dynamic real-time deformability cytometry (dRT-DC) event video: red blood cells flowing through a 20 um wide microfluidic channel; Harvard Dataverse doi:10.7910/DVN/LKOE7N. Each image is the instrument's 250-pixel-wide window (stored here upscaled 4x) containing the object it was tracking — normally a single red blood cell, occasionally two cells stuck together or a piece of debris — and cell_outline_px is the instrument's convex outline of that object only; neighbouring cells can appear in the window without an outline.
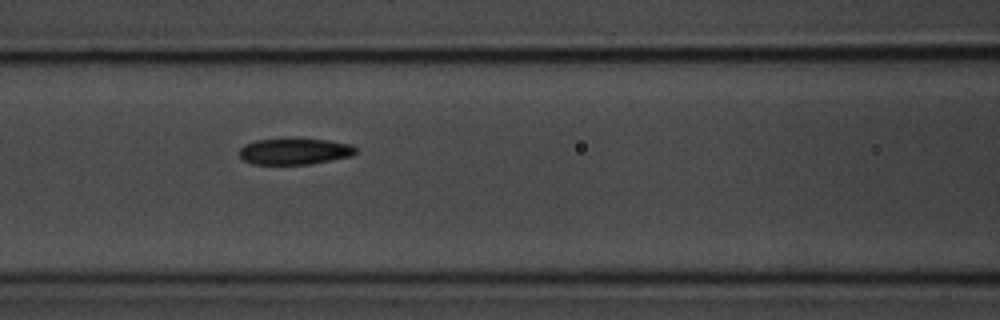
{"species": "common noctule bat (a hibernating species)", "species_latin": "Nyctalus noctula", "temperature_condition": "room temperature", "stored_images_in_passage": 7, "camera_frame_rate_fps": 3000, "um_per_image_px": 0.085, "animal": {"sex": "male", "body_mass_g": 20.1, "forearm_length_mm": 53.5}, "frame": {"image": 1, "passage_image": 6, "time_ms": 6.667, "image_size_px": [1000, 320], "cell_outline_px": [[356, 152], [352, 156], [312, 164], [252, 164], [244, 160], [240, 156], [240, 148], [244, 144], [256, 140], [328, 140], [352, 144], [356, 148]], "centroid_in_image_um": [25.06, 12.89], "position_along_channel_um": 141.5, "area_um2": 17.51}}
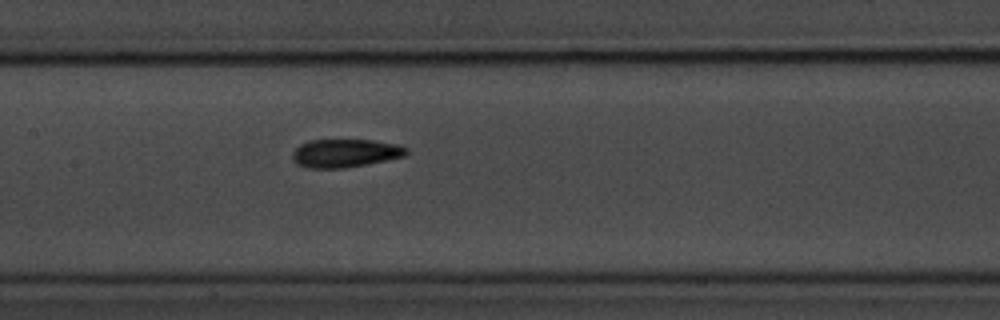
{"frame": {"image": 2, "passage_image": 7, "time_ms": 7.667, "image_size_px": [1000, 320], "cell_outline_px": [[408, 152], [404, 156], [344, 168], [304, 168], [296, 164], [292, 160], [292, 152], [300, 144], [308, 140], [372, 140], [396, 144], [408, 148]], "centroid_in_image_um": [29.27, 13.02], "position_along_channel_um": 178.1, "area_um2": 18.73}}